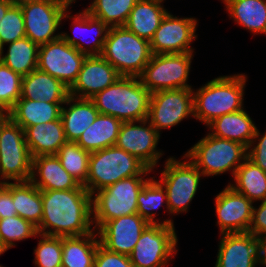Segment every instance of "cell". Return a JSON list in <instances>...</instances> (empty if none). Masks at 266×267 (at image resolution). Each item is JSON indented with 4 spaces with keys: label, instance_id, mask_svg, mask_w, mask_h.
I'll return each mask as SVG.
<instances>
[{
    "label": "cell",
    "instance_id": "1",
    "mask_svg": "<svg viewBox=\"0 0 266 267\" xmlns=\"http://www.w3.org/2000/svg\"><path fill=\"white\" fill-rule=\"evenodd\" d=\"M43 215L37 231L57 237L84 236L92 228V195L80 185L76 189L41 190Z\"/></svg>",
    "mask_w": 266,
    "mask_h": 267
},
{
    "label": "cell",
    "instance_id": "2",
    "mask_svg": "<svg viewBox=\"0 0 266 267\" xmlns=\"http://www.w3.org/2000/svg\"><path fill=\"white\" fill-rule=\"evenodd\" d=\"M151 92L139 77L120 78L90 98L99 114L111 115L122 122L148 118Z\"/></svg>",
    "mask_w": 266,
    "mask_h": 267
},
{
    "label": "cell",
    "instance_id": "3",
    "mask_svg": "<svg viewBox=\"0 0 266 267\" xmlns=\"http://www.w3.org/2000/svg\"><path fill=\"white\" fill-rule=\"evenodd\" d=\"M247 76L235 74L219 76L193 89L194 118L206 126L214 119L243 108L244 89Z\"/></svg>",
    "mask_w": 266,
    "mask_h": 267
},
{
    "label": "cell",
    "instance_id": "4",
    "mask_svg": "<svg viewBox=\"0 0 266 267\" xmlns=\"http://www.w3.org/2000/svg\"><path fill=\"white\" fill-rule=\"evenodd\" d=\"M152 171L138 158L113 145L91 152L86 189L92 195L119 180Z\"/></svg>",
    "mask_w": 266,
    "mask_h": 267
},
{
    "label": "cell",
    "instance_id": "5",
    "mask_svg": "<svg viewBox=\"0 0 266 267\" xmlns=\"http://www.w3.org/2000/svg\"><path fill=\"white\" fill-rule=\"evenodd\" d=\"M101 56L121 76L139 77L152 57L150 41L138 37L125 26L110 27Z\"/></svg>",
    "mask_w": 266,
    "mask_h": 267
},
{
    "label": "cell",
    "instance_id": "6",
    "mask_svg": "<svg viewBox=\"0 0 266 267\" xmlns=\"http://www.w3.org/2000/svg\"><path fill=\"white\" fill-rule=\"evenodd\" d=\"M136 175L122 179L92 194V221L96 232L109 220L137 213V198L151 179Z\"/></svg>",
    "mask_w": 266,
    "mask_h": 267
},
{
    "label": "cell",
    "instance_id": "7",
    "mask_svg": "<svg viewBox=\"0 0 266 267\" xmlns=\"http://www.w3.org/2000/svg\"><path fill=\"white\" fill-rule=\"evenodd\" d=\"M182 158L190 160L205 176H214L232 171L247 158V147L243 144L216 137L210 132L194 144Z\"/></svg>",
    "mask_w": 266,
    "mask_h": 267
},
{
    "label": "cell",
    "instance_id": "8",
    "mask_svg": "<svg viewBox=\"0 0 266 267\" xmlns=\"http://www.w3.org/2000/svg\"><path fill=\"white\" fill-rule=\"evenodd\" d=\"M193 52L152 54L139 76L141 83L152 93L162 90L192 88L189 78Z\"/></svg>",
    "mask_w": 266,
    "mask_h": 267
},
{
    "label": "cell",
    "instance_id": "9",
    "mask_svg": "<svg viewBox=\"0 0 266 267\" xmlns=\"http://www.w3.org/2000/svg\"><path fill=\"white\" fill-rule=\"evenodd\" d=\"M202 176V172L190 160L179 161L173 157L166 160L158 182L166 191L169 214L188 212Z\"/></svg>",
    "mask_w": 266,
    "mask_h": 267
},
{
    "label": "cell",
    "instance_id": "10",
    "mask_svg": "<svg viewBox=\"0 0 266 267\" xmlns=\"http://www.w3.org/2000/svg\"><path fill=\"white\" fill-rule=\"evenodd\" d=\"M174 225L149 224L129 255L134 267H166L177 254Z\"/></svg>",
    "mask_w": 266,
    "mask_h": 267
},
{
    "label": "cell",
    "instance_id": "11",
    "mask_svg": "<svg viewBox=\"0 0 266 267\" xmlns=\"http://www.w3.org/2000/svg\"><path fill=\"white\" fill-rule=\"evenodd\" d=\"M31 174L32 156L24 130L9 119L0 133V179L26 182L30 181Z\"/></svg>",
    "mask_w": 266,
    "mask_h": 267
},
{
    "label": "cell",
    "instance_id": "12",
    "mask_svg": "<svg viewBox=\"0 0 266 267\" xmlns=\"http://www.w3.org/2000/svg\"><path fill=\"white\" fill-rule=\"evenodd\" d=\"M26 37L42 45L57 40L61 33H55L62 23V15L70 6L62 0H38L20 5ZM56 34V35H54Z\"/></svg>",
    "mask_w": 266,
    "mask_h": 267
},
{
    "label": "cell",
    "instance_id": "13",
    "mask_svg": "<svg viewBox=\"0 0 266 267\" xmlns=\"http://www.w3.org/2000/svg\"><path fill=\"white\" fill-rule=\"evenodd\" d=\"M86 56L60 37L39 45L37 69L59 79L70 88L77 79Z\"/></svg>",
    "mask_w": 266,
    "mask_h": 267
},
{
    "label": "cell",
    "instance_id": "14",
    "mask_svg": "<svg viewBox=\"0 0 266 267\" xmlns=\"http://www.w3.org/2000/svg\"><path fill=\"white\" fill-rule=\"evenodd\" d=\"M194 116L193 89L162 90L151 94L147 120L160 133Z\"/></svg>",
    "mask_w": 266,
    "mask_h": 267
},
{
    "label": "cell",
    "instance_id": "15",
    "mask_svg": "<svg viewBox=\"0 0 266 267\" xmlns=\"http://www.w3.org/2000/svg\"><path fill=\"white\" fill-rule=\"evenodd\" d=\"M159 139L160 133L144 119L123 122L115 145L153 170L163 155L162 150H156Z\"/></svg>",
    "mask_w": 266,
    "mask_h": 267
},
{
    "label": "cell",
    "instance_id": "16",
    "mask_svg": "<svg viewBox=\"0 0 266 267\" xmlns=\"http://www.w3.org/2000/svg\"><path fill=\"white\" fill-rule=\"evenodd\" d=\"M197 21L191 17L173 16L168 11L150 40L152 54L194 52L191 43L197 38Z\"/></svg>",
    "mask_w": 266,
    "mask_h": 267
},
{
    "label": "cell",
    "instance_id": "17",
    "mask_svg": "<svg viewBox=\"0 0 266 267\" xmlns=\"http://www.w3.org/2000/svg\"><path fill=\"white\" fill-rule=\"evenodd\" d=\"M215 267L262 265V238L249 232L221 234Z\"/></svg>",
    "mask_w": 266,
    "mask_h": 267
},
{
    "label": "cell",
    "instance_id": "18",
    "mask_svg": "<svg viewBox=\"0 0 266 267\" xmlns=\"http://www.w3.org/2000/svg\"><path fill=\"white\" fill-rule=\"evenodd\" d=\"M217 225L221 234L248 232L253 202L227 185L215 198Z\"/></svg>",
    "mask_w": 266,
    "mask_h": 267
},
{
    "label": "cell",
    "instance_id": "19",
    "mask_svg": "<svg viewBox=\"0 0 266 267\" xmlns=\"http://www.w3.org/2000/svg\"><path fill=\"white\" fill-rule=\"evenodd\" d=\"M149 224L137 213L109 220L97 231L100 244L108 251L129 256Z\"/></svg>",
    "mask_w": 266,
    "mask_h": 267
},
{
    "label": "cell",
    "instance_id": "20",
    "mask_svg": "<svg viewBox=\"0 0 266 267\" xmlns=\"http://www.w3.org/2000/svg\"><path fill=\"white\" fill-rule=\"evenodd\" d=\"M118 71L101 55L86 56L77 79L69 88V95L92 98L119 78Z\"/></svg>",
    "mask_w": 266,
    "mask_h": 267
},
{
    "label": "cell",
    "instance_id": "21",
    "mask_svg": "<svg viewBox=\"0 0 266 267\" xmlns=\"http://www.w3.org/2000/svg\"><path fill=\"white\" fill-rule=\"evenodd\" d=\"M69 8L62 15V20L65 18H72L71 30L73 31L74 37L70 36L68 33L61 32V37L71 46L75 47L80 52L91 55H101L104 47V42L107 37L109 27L97 18L92 17L86 10L76 14V16H70L71 12L68 11ZM69 12V13H68ZM94 34V39L87 41L84 40V33ZM95 32V33H94ZM83 33V35H82ZM87 35V34H85ZM82 41H85L84 45ZM92 42V43H91ZM91 43V44H90Z\"/></svg>",
    "mask_w": 266,
    "mask_h": 267
},
{
    "label": "cell",
    "instance_id": "22",
    "mask_svg": "<svg viewBox=\"0 0 266 267\" xmlns=\"http://www.w3.org/2000/svg\"><path fill=\"white\" fill-rule=\"evenodd\" d=\"M30 181L40 190H68L80 186L62 167L56 155L32 158Z\"/></svg>",
    "mask_w": 266,
    "mask_h": 267
},
{
    "label": "cell",
    "instance_id": "23",
    "mask_svg": "<svg viewBox=\"0 0 266 267\" xmlns=\"http://www.w3.org/2000/svg\"><path fill=\"white\" fill-rule=\"evenodd\" d=\"M25 141L32 158L36 156L56 155L67 143L61 118L45 124H36L24 129Z\"/></svg>",
    "mask_w": 266,
    "mask_h": 267
},
{
    "label": "cell",
    "instance_id": "24",
    "mask_svg": "<svg viewBox=\"0 0 266 267\" xmlns=\"http://www.w3.org/2000/svg\"><path fill=\"white\" fill-rule=\"evenodd\" d=\"M69 96V88L59 79L38 69L23 76L21 97L49 103H65Z\"/></svg>",
    "mask_w": 266,
    "mask_h": 267
},
{
    "label": "cell",
    "instance_id": "25",
    "mask_svg": "<svg viewBox=\"0 0 266 267\" xmlns=\"http://www.w3.org/2000/svg\"><path fill=\"white\" fill-rule=\"evenodd\" d=\"M61 107L60 118L68 142H76L81 134L95 121L99 114L93 101L88 98L68 96Z\"/></svg>",
    "mask_w": 266,
    "mask_h": 267
},
{
    "label": "cell",
    "instance_id": "26",
    "mask_svg": "<svg viewBox=\"0 0 266 267\" xmlns=\"http://www.w3.org/2000/svg\"><path fill=\"white\" fill-rule=\"evenodd\" d=\"M207 127L212 132H210L211 135L239 142L247 148L252 142L257 129L244 109L222 115L210 122Z\"/></svg>",
    "mask_w": 266,
    "mask_h": 267
},
{
    "label": "cell",
    "instance_id": "27",
    "mask_svg": "<svg viewBox=\"0 0 266 267\" xmlns=\"http://www.w3.org/2000/svg\"><path fill=\"white\" fill-rule=\"evenodd\" d=\"M162 2L160 0H138L130 11L124 26L138 37L150 41L168 12Z\"/></svg>",
    "mask_w": 266,
    "mask_h": 267
},
{
    "label": "cell",
    "instance_id": "28",
    "mask_svg": "<svg viewBox=\"0 0 266 267\" xmlns=\"http://www.w3.org/2000/svg\"><path fill=\"white\" fill-rule=\"evenodd\" d=\"M63 104L19 98L8 114L9 118L24 130L39 123L58 120Z\"/></svg>",
    "mask_w": 266,
    "mask_h": 267
},
{
    "label": "cell",
    "instance_id": "29",
    "mask_svg": "<svg viewBox=\"0 0 266 267\" xmlns=\"http://www.w3.org/2000/svg\"><path fill=\"white\" fill-rule=\"evenodd\" d=\"M122 123L111 115L98 114L76 143L90 153L113 146L116 144Z\"/></svg>",
    "mask_w": 266,
    "mask_h": 267
},
{
    "label": "cell",
    "instance_id": "30",
    "mask_svg": "<svg viewBox=\"0 0 266 267\" xmlns=\"http://www.w3.org/2000/svg\"><path fill=\"white\" fill-rule=\"evenodd\" d=\"M84 236L62 237V267H94L100 244L98 232Z\"/></svg>",
    "mask_w": 266,
    "mask_h": 267
},
{
    "label": "cell",
    "instance_id": "31",
    "mask_svg": "<svg viewBox=\"0 0 266 267\" xmlns=\"http://www.w3.org/2000/svg\"><path fill=\"white\" fill-rule=\"evenodd\" d=\"M237 24L250 33L266 34V0H222Z\"/></svg>",
    "mask_w": 266,
    "mask_h": 267
},
{
    "label": "cell",
    "instance_id": "32",
    "mask_svg": "<svg viewBox=\"0 0 266 267\" xmlns=\"http://www.w3.org/2000/svg\"><path fill=\"white\" fill-rule=\"evenodd\" d=\"M232 177L235 183L228 185L235 191L243 194L253 203L266 200V172L248 157Z\"/></svg>",
    "mask_w": 266,
    "mask_h": 267
},
{
    "label": "cell",
    "instance_id": "33",
    "mask_svg": "<svg viewBox=\"0 0 266 267\" xmlns=\"http://www.w3.org/2000/svg\"><path fill=\"white\" fill-rule=\"evenodd\" d=\"M12 199L17 215L38 227L43 215L41 190L31 181L12 182Z\"/></svg>",
    "mask_w": 266,
    "mask_h": 267
},
{
    "label": "cell",
    "instance_id": "34",
    "mask_svg": "<svg viewBox=\"0 0 266 267\" xmlns=\"http://www.w3.org/2000/svg\"><path fill=\"white\" fill-rule=\"evenodd\" d=\"M38 50L39 45L25 37L10 43L5 55L0 51V61L23 77L37 69Z\"/></svg>",
    "mask_w": 266,
    "mask_h": 267
},
{
    "label": "cell",
    "instance_id": "35",
    "mask_svg": "<svg viewBox=\"0 0 266 267\" xmlns=\"http://www.w3.org/2000/svg\"><path fill=\"white\" fill-rule=\"evenodd\" d=\"M165 203L166 210L167 206V194L163 186L158 182L154 176L143 186L142 190L138 194L137 198V214L147 220L150 224L162 223L166 225H174L172 219H164V221L158 222L159 219H155L156 212L154 210L160 209L162 204Z\"/></svg>",
    "mask_w": 266,
    "mask_h": 267
},
{
    "label": "cell",
    "instance_id": "36",
    "mask_svg": "<svg viewBox=\"0 0 266 267\" xmlns=\"http://www.w3.org/2000/svg\"><path fill=\"white\" fill-rule=\"evenodd\" d=\"M138 0H93L85 10L109 28L124 26Z\"/></svg>",
    "mask_w": 266,
    "mask_h": 267
},
{
    "label": "cell",
    "instance_id": "37",
    "mask_svg": "<svg viewBox=\"0 0 266 267\" xmlns=\"http://www.w3.org/2000/svg\"><path fill=\"white\" fill-rule=\"evenodd\" d=\"M91 153L81 148L76 142L65 143L56 153L62 167L86 188Z\"/></svg>",
    "mask_w": 266,
    "mask_h": 267
},
{
    "label": "cell",
    "instance_id": "38",
    "mask_svg": "<svg viewBox=\"0 0 266 267\" xmlns=\"http://www.w3.org/2000/svg\"><path fill=\"white\" fill-rule=\"evenodd\" d=\"M30 237H38L37 227L31 222L18 215L0 219V239L7 250Z\"/></svg>",
    "mask_w": 266,
    "mask_h": 267
},
{
    "label": "cell",
    "instance_id": "39",
    "mask_svg": "<svg viewBox=\"0 0 266 267\" xmlns=\"http://www.w3.org/2000/svg\"><path fill=\"white\" fill-rule=\"evenodd\" d=\"M41 238L34 249L37 267H62V237L38 233Z\"/></svg>",
    "mask_w": 266,
    "mask_h": 267
},
{
    "label": "cell",
    "instance_id": "40",
    "mask_svg": "<svg viewBox=\"0 0 266 267\" xmlns=\"http://www.w3.org/2000/svg\"><path fill=\"white\" fill-rule=\"evenodd\" d=\"M22 78L0 61V110L9 111L21 97Z\"/></svg>",
    "mask_w": 266,
    "mask_h": 267
},
{
    "label": "cell",
    "instance_id": "41",
    "mask_svg": "<svg viewBox=\"0 0 266 267\" xmlns=\"http://www.w3.org/2000/svg\"><path fill=\"white\" fill-rule=\"evenodd\" d=\"M25 37L24 16L21 7L12 5L0 21V51H4L5 44L8 45Z\"/></svg>",
    "mask_w": 266,
    "mask_h": 267
},
{
    "label": "cell",
    "instance_id": "42",
    "mask_svg": "<svg viewBox=\"0 0 266 267\" xmlns=\"http://www.w3.org/2000/svg\"><path fill=\"white\" fill-rule=\"evenodd\" d=\"M94 267H134L129 256L108 251L98 245L94 258Z\"/></svg>",
    "mask_w": 266,
    "mask_h": 267
},
{
    "label": "cell",
    "instance_id": "43",
    "mask_svg": "<svg viewBox=\"0 0 266 267\" xmlns=\"http://www.w3.org/2000/svg\"><path fill=\"white\" fill-rule=\"evenodd\" d=\"M260 134L259 129H256L255 136L247 148V157L266 172V132L261 136Z\"/></svg>",
    "mask_w": 266,
    "mask_h": 267
},
{
    "label": "cell",
    "instance_id": "44",
    "mask_svg": "<svg viewBox=\"0 0 266 267\" xmlns=\"http://www.w3.org/2000/svg\"><path fill=\"white\" fill-rule=\"evenodd\" d=\"M248 232L256 237H266V200L258 208L253 207L252 220Z\"/></svg>",
    "mask_w": 266,
    "mask_h": 267
},
{
    "label": "cell",
    "instance_id": "45",
    "mask_svg": "<svg viewBox=\"0 0 266 267\" xmlns=\"http://www.w3.org/2000/svg\"><path fill=\"white\" fill-rule=\"evenodd\" d=\"M17 216V211L12 199V182L0 193V219Z\"/></svg>",
    "mask_w": 266,
    "mask_h": 267
},
{
    "label": "cell",
    "instance_id": "46",
    "mask_svg": "<svg viewBox=\"0 0 266 267\" xmlns=\"http://www.w3.org/2000/svg\"><path fill=\"white\" fill-rule=\"evenodd\" d=\"M12 6L11 3H9L6 0H0V21L5 16L7 10Z\"/></svg>",
    "mask_w": 266,
    "mask_h": 267
},
{
    "label": "cell",
    "instance_id": "47",
    "mask_svg": "<svg viewBox=\"0 0 266 267\" xmlns=\"http://www.w3.org/2000/svg\"><path fill=\"white\" fill-rule=\"evenodd\" d=\"M9 114L6 110H0V133L2 126L9 120Z\"/></svg>",
    "mask_w": 266,
    "mask_h": 267
},
{
    "label": "cell",
    "instance_id": "48",
    "mask_svg": "<svg viewBox=\"0 0 266 267\" xmlns=\"http://www.w3.org/2000/svg\"><path fill=\"white\" fill-rule=\"evenodd\" d=\"M262 251H263L262 266H266V237L262 238Z\"/></svg>",
    "mask_w": 266,
    "mask_h": 267
},
{
    "label": "cell",
    "instance_id": "49",
    "mask_svg": "<svg viewBox=\"0 0 266 267\" xmlns=\"http://www.w3.org/2000/svg\"><path fill=\"white\" fill-rule=\"evenodd\" d=\"M6 1L11 3L12 5L20 6L22 4L29 3V2H32V1H38V0H6Z\"/></svg>",
    "mask_w": 266,
    "mask_h": 267
},
{
    "label": "cell",
    "instance_id": "50",
    "mask_svg": "<svg viewBox=\"0 0 266 267\" xmlns=\"http://www.w3.org/2000/svg\"><path fill=\"white\" fill-rule=\"evenodd\" d=\"M7 183L8 182L6 180L1 178V180H0V193L6 188Z\"/></svg>",
    "mask_w": 266,
    "mask_h": 267
},
{
    "label": "cell",
    "instance_id": "51",
    "mask_svg": "<svg viewBox=\"0 0 266 267\" xmlns=\"http://www.w3.org/2000/svg\"><path fill=\"white\" fill-rule=\"evenodd\" d=\"M7 251V248L3 245L0 239V256Z\"/></svg>",
    "mask_w": 266,
    "mask_h": 267
},
{
    "label": "cell",
    "instance_id": "52",
    "mask_svg": "<svg viewBox=\"0 0 266 267\" xmlns=\"http://www.w3.org/2000/svg\"><path fill=\"white\" fill-rule=\"evenodd\" d=\"M63 2L67 3L69 6L73 3L76 2V0H62Z\"/></svg>",
    "mask_w": 266,
    "mask_h": 267
}]
</instances>
